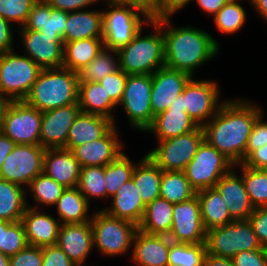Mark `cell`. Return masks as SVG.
Here are the masks:
<instances>
[{
	"label": "cell",
	"mask_w": 267,
	"mask_h": 266,
	"mask_svg": "<svg viewBox=\"0 0 267 266\" xmlns=\"http://www.w3.org/2000/svg\"><path fill=\"white\" fill-rule=\"evenodd\" d=\"M128 74L121 69L104 77L99 83L104 87L107 95L118 106L125 89Z\"/></svg>",
	"instance_id": "obj_47"
},
{
	"label": "cell",
	"mask_w": 267,
	"mask_h": 266,
	"mask_svg": "<svg viewBox=\"0 0 267 266\" xmlns=\"http://www.w3.org/2000/svg\"><path fill=\"white\" fill-rule=\"evenodd\" d=\"M77 188L88 200V202L92 198L96 200L106 199L104 167H81L80 178Z\"/></svg>",
	"instance_id": "obj_44"
},
{
	"label": "cell",
	"mask_w": 267,
	"mask_h": 266,
	"mask_svg": "<svg viewBox=\"0 0 267 266\" xmlns=\"http://www.w3.org/2000/svg\"><path fill=\"white\" fill-rule=\"evenodd\" d=\"M78 73L65 67L42 69L24 100L41 112L78 103Z\"/></svg>",
	"instance_id": "obj_3"
},
{
	"label": "cell",
	"mask_w": 267,
	"mask_h": 266,
	"mask_svg": "<svg viewBox=\"0 0 267 266\" xmlns=\"http://www.w3.org/2000/svg\"><path fill=\"white\" fill-rule=\"evenodd\" d=\"M206 252L224 258H232L242 251L262 248L249 220L233 221L206 231Z\"/></svg>",
	"instance_id": "obj_8"
},
{
	"label": "cell",
	"mask_w": 267,
	"mask_h": 266,
	"mask_svg": "<svg viewBox=\"0 0 267 266\" xmlns=\"http://www.w3.org/2000/svg\"><path fill=\"white\" fill-rule=\"evenodd\" d=\"M262 113L254 122L246 146V159L255 151L267 144V121Z\"/></svg>",
	"instance_id": "obj_48"
},
{
	"label": "cell",
	"mask_w": 267,
	"mask_h": 266,
	"mask_svg": "<svg viewBox=\"0 0 267 266\" xmlns=\"http://www.w3.org/2000/svg\"><path fill=\"white\" fill-rule=\"evenodd\" d=\"M213 21L220 33L232 35L245 26L247 15L244 7L239 2L228 1L213 16Z\"/></svg>",
	"instance_id": "obj_42"
},
{
	"label": "cell",
	"mask_w": 267,
	"mask_h": 266,
	"mask_svg": "<svg viewBox=\"0 0 267 266\" xmlns=\"http://www.w3.org/2000/svg\"><path fill=\"white\" fill-rule=\"evenodd\" d=\"M173 219V204L164 198H156L145 207L139 230L150 235L170 233Z\"/></svg>",
	"instance_id": "obj_35"
},
{
	"label": "cell",
	"mask_w": 267,
	"mask_h": 266,
	"mask_svg": "<svg viewBox=\"0 0 267 266\" xmlns=\"http://www.w3.org/2000/svg\"><path fill=\"white\" fill-rule=\"evenodd\" d=\"M137 162L132 179L143 203L147 206L160 197L162 170L146 154Z\"/></svg>",
	"instance_id": "obj_33"
},
{
	"label": "cell",
	"mask_w": 267,
	"mask_h": 266,
	"mask_svg": "<svg viewBox=\"0 0 267 266\" xmlns=\"http://www.w3.org/2000/svg\"><path fill=\"white\" fill-rule=\"evenodd\" d=\"M68 12L52 8L45 0H37L32 6L26 24L19 29L41 31L47 36H61L66 29Z\"/></svg>",
	"instance_id": "obj_28"
},
{
	"label": "cell",
	"mask_w": 267,
	"mask_h": 266,
	"mask_svg": "<svg viewBox=\"0 0 267 266\" xmlns=\"http://www.w3.org/2000/svg\"><path fill=\"white\" fill-rule=\"evenodd\" d=\"M45 150L41 146L16 144L2 164L0 179L28 187L36 176L43 173Z\"/></svg>",
	"instance_id": "obj_14"
},
{
	"label": "cell",
	"mask_w": 267,
	"mask_h": 266,
	"mask_svg": "<svg viewBox=\"0 0 267 266\" xmlns=\"http://www.w3.org/2000/svg\"><path fill=\"white\" fill-rule=\"evenodd\" d=\"M42 112L25 101H9L1 132L16 144L40 146Z\"/></svg>",
	"instance_id": "obj_11"
},
{
	"label": "cell",
	"mask_w": 267,
	"mask_h": 266,
	"mask_svg": "<svg viewBox=\"0 0 267 266\" xmlns=\"http://www.w3.org/2000/svg\"><path fill=\"white\" fill-rule=\"evenodd\" d=\"M151 90L152 75H128L124 93L118 105H121L133 129L140 132H145L154 119L151 108Z\"/></svg>",
	"instance_id": "obj_10"
},
{
	"label": "cell",
	"mask_w": 267,
	"mask_h": 266,
	"mask_svg": "<svg viewBox=\"0 0 267 266\" xmlns=\"http://www.w3.org/2000/svg\"><path fill=\"white\" fill-rule=\"evenodd\" d=\"M117 125H114L102 138L90 143L75 147L72 152L81 167L102 166L116 160L122 153L124 147Z\"/></svg>",
	"instance_id": "obj_18"
},
{
	"label": "cell",
	"mask_w": 267,
	"mask_h": 266,
	"mask_svg": "<svg viewBox=\"0 0 267 266\" xmlns=\"http://www.w3.org/2000/svg\"><path fill=\"white\" fill-rule=\"evenodd\" d=\"M204 140L203 127L198 126L190 133L157 141L158 145L146 156L162 171H184Z\"/></svg>",
	"instance_id": "obj_9"
},
{
	"label": "cell",
	"mask_w": 267,
	"mask_h": 266,
	"mask_svg": "<svg viewBox=\"0 0 267 266\" xmlns=\"http://www.w3.org/2000/svg\"><path fill=\"white\" fill-rule=\"evenodd\" d=\"M197 191L191 186L184 171H162L160 197L177 204L194 197Z\"/></svg>",
	"instance_id": "obj_37"
},
{
	"label": "cell",
	"mask_w": 267,
	"mask_h": 266,
	"mask_svg": "<svg viewBox=\"0 0 267 266\" xmlns=\"http://www.w3.org/2000/svg\"><path fill=\"white\" fill-rule=\"evenodd\" d=\"M26 189L0 179V220L21 221L27 206Z\"/></svg>",
	"instance_id": "obj_36"
},
{
	"label": "cell",
	"mask_w": 267,
	"mask_h": 266,
	"mask_svg": "<svg viewBox=\"0 0 267 266\" xmlns=\"http://www.w3.org/2000/svg\"><path fill=\"white\" fill-rule=\"evenodd\" d=\"M12 222L0 220V247H3V230H5Z\"/></svg>",
	"instance_id": "obj_63"
},
{
	"label": "cell",
	"mask_w": 267,
	"mask_h": 266,
	"mask_svg": "<svg viewBox=\"0 0 267 266\" xmlns=\"http://www.w3.org/2000/svg\"><path fill=\"white\" fill-rule=\"evenodd\" d=\"M42 68L14 50L0 53V95L8 101H24Z\"/></svg>",
	"instance_id": "obj_6"
},
{
	"label": "cell",
	"mask_w": 267,
	"mask_h": 266,
	"mask_svg": "<svg viewBox=\"0 0 267 266\" xmlns=\"http://www.w3.org/2000/svg\"><path fill=\"white\" fill-rule=\"evenodd\" d=\"M57 245L76 265H85L94 249L91 221L84 223L62 224Z\"/></svg>",
	"instance_id": "obj_21"
},
{
	"label": "cell",
	"mask_w": 267,
	"mask_h": 266,
	"mask_svg": "<svg viewBox=\"0 0 267 266\" xmlns=\"http://www.w3.org/2000/svg\"><path fill=\"white\" fill-rule=\"evenodd\" d=\"M65 189L54 179L41 173L30 182L26 189L30 194L32 193L31 198L33 197L37 204L33 207L27 202V206L35 209H41L43 206H50L51 208L56 204ZM39 205L42 206L40 207Z\"/></svg>",
	"instance_id": "obj_41"
},
{
	"label": "cell",
	"mask_w": 267,
	"mask_h": 266,
	"mask_svg": "<svg viewBox=\"0 0 267 266\" xmlns=\"http://www.w3.org/2000/svg\"><path fill=\"white\" fill-rule=\"evenodd\" d=\"M37 0H0V16L21 28L28 19L30 10Z\"/></svg>",
	"instance_id": "obj_45"
},
{
	"label": "cell",
	"mask_w": 267,
	"mask_h": 266,
	"mask_svg": "<svg viewBox=\"0 0 267 266\" xmlns=\"http://www.w3.org/2000/svg\"><path fill=\"white\" fill-rule=\"evenodd\" d=\"M18 33L25 49L24 55L42 69L62 67L64 44L61 36H47L31 29H19Z\"/></svg>",
	"instance_id": "obj_16"
},
{
	"label": "cell",
	"mask_w": 267,
	"mask_h": 266,
	"mask_svg": "<svg viewBox=\"0 0 267 266\" xmlns=\"http://www.w3.org/2000/svg\"><path fill=\"white\" fill-rule=\"evenodd\" d=\"M197 196L200 202L202 223L206 231L234 221L225 201L215 187L200 190Z\"/></svg>",
	"instance_id": "obj_32"
},
{
	"label": "cell",
	"mask_w": 267,
	"mask_h": 266,
	"mask_svg": "<svg viewBox=\"0 0 267 266\" xmlns=\"http://www.w3.org/2000/svg\"><path fill=\"white\" fill-rule=\"evenodd\" d=\"M120 5H127L142 11L149 19L158 18L157 0H107Z\"/></svg>",
	"instance_id": "obj_53"
},
{
	"label": "cell",
	"mask_w": 267,
	"mask_h": 266,
	"mask_svg": "<svg viewBox=\"0 0 267 266\" xmlns=\"http://www.w3.org/2000/svg\"><path fill=\"white\" fill-rule=\"evenodd\" d=\"M66 253L56 244L42 247V266H75Z\"/></svg>",
	"instance_id": "obj_51"
},
{
	"label": "cell",
	"mask_w": 267,
	"mask_h": 266,
	"mask_svg": "<svg viewBox=\"0 0 267 266\" xmlns=\"http://www.w3.org/2000/svg\"><path fill=\"white\" fill-rule=\"evenodd\" d=\"M10 266H42V247L27 245L10 257Z\"/></svg>",
	"instance_id": "obj_49"
},
{
	"label": "cell",
	"mask_w": 267,
	"mask_h": 266,
	"mask_svg": "<svg viewBox=\"0 0 267 266\" xmlns=\"http://www.w3.org/2000/svg\"><path fill=\"white\" fill-rule=\"evenodd\" d=\"M21 222L25 228L28 245L45 247L56 245L61 222L41 209L27 207Z\"/></svg>",
	"instance_id": "obj_25"
},
{
	"label": "cell",
	"mask_w": 267,
	"mask_h": 266,
	"mask_svg": "<svg viewBox=\"0 0 267 266\" xmlns=\"http://www.w3.org/2000/svg\"><path fill=\"white\" fill-rule=\"evenodd\" d=\"M27 245L25 228L21 221L12 222L3 230V247H0L1 253L11 257Z\"/></svg>",
	"instance_id": "obj_46"
},
{
	"label": "cell",
	"mask_w": 267,
	"mask_h": 266,
	"mask_svg": "<svg viewBox=\"0 0 267 266\" xmlns=\"http://www.w3.org/2000/svg\"><path fill=\"white\" fill-rule=\"evenodd\" d=\"M205 243L199 244H170L168 266H203L206 256Z\"/></svg>",
	"instance_id": "obj_43"
},
{
	"label": "cell",
	"mask_w": 267,
	"mask_h": 266,
	"mask_svg": "<svg viewBox=\"0 0 267 266\" xmlns=\"http://www.w3.org/2000/svg\"><path fill=\"white\" fill-rule=\"evenodd\" d=\"M146 26H152L153 32L144 35L142 30L145 27H143L125 47L117 51L119 69L128 75H152L165 66L162 28L154 19Z\"/></svg>",
	"instance_id": "obj_4"
},
{
	"label": "cell",
	"mask_w": 267,
	"mask_h": 266,
	"mask_svg": "<svg viewBox=\"0 0 267 266\" xmlns=\"http://www.w3.org/2000/svg\"><path fill=\"white\" fill-rule=\"evenodd\" d=\"M196 1L202 11L214 16L228 2L227 0H193Z\"/></svg>",
	"instance_id": "obj_58"
},
{
	"label": "cell",
	"mask_w": 267,
	"mask_h": 266,
	"mask_svg": "<svg viewBox=\"0 0 267 266\" xmlns=\"http://www.w3.org/2000/svg\"><path fill=\"white\" fill-rule=\"evenodd\" d=\"M137 162L135 163L122 153L116 160L104 167V180L106 188V200L111 199L118 189L132 178V174Z\"/></svg>",
	"instance_id": "obj_39"
},
{
	"label": "cell",
	"mask_w": 267,
	"mask_h": 266,
	"mask_svg": "<svg viewBox=\"0 0 267 266\" xmlns=\"http://www.w3.org/2000/svg\"><path fill=\"white\" fill-rule=\"evenodd\" d=\"M12 24L0 16V53L14 50Z\"/></svg>",
	"instance_id": "obj_55"
},
{
	"label": "cell",
	"mask_w": 267,
	"mask_h": 266,
	"mask_svg": "<svg viewBox=\"0 0 267 266\" xmlns=\"http://www.w3.org/2000/svg\"><path fill=\"white\" fill-rule=\"evenodd\" d=\"M193 0H157L158 18L172 16Z\"/></svg>",
	"instance_id": "obj_56"
},
{
	"label": "cell",
	"mask_w": 267,
	"mask_h": 266,
	"mask_svg": "<svg viewBox=\"0 0 267 266\" xmlns=\"http://www.w3.org/2000/svg\"><path fill=\"white\" fill-rule=\"evenodd\" d=\"M110 200V207L101 208L102 210L112 217L127 220L139 226L146 205L132 178L125 182Z\"/></svg>",
	"instance_id": "obj_26"
},
{
	"label": "cell",
	"mask_w": 267,
	"mask_h": 266,
	"mask_svg": "<svg viewBox=\"0 0 267 266\" xmlns=\"http://www.w3.org/2000/svg\"><path fill=\"white\" fill-rule=\"evenodd\" d=\"M58 219L61 224L84 223L92 220L88 214L90 202L77 187L66 188L56 204Z\"/></svg>",
	"instance_id": "obj_34"
},
{
	"label": "cell",
	"mask_w": 267,
	"mask_h": 266,
	"mask_svg": "<svg viewBox=\"0 0 267 266\" xmlns=\"http://www.w3.org/2000/svg\"><path fill=\"white\" fill-rule=\"evenodd\" d=\"M52 8L73 12L79 10H85L88 7L94 6L103 0H45ZM95 3V4H94Z\"/></svg>",
	"instance_id": "obj_54"
},
{
	"label": "cell",
	"mask_w": 267,
	"mask_h": 266,
	"mask_svg": "<svg viewBox=\"0 0 267 266\" xmlns=\"http://www.w3.org/2000/svg\"><path fill=\"white\" fill-rule=\"evenodd\" d=\"M203 266H234L230 258L206 254Z\"/></svg>",
	"instance_id": "obj_60"
},
{
	"label": "cell",
	"mask_w": 267,
	"mask_h": 266,
	"mask_svg": "<svg viewBox=\"0 0 267 266\" xmlns=\"http://www.w3.org/2000/svg\"><path fill=\"white\" fill-rule=\"evenodd\" d=\"M192 78L186 72L162 67L152 74L151 108L157 115L169 108Z\"/></svg>",
	"instance_id": "obj_19"
},
{
	"label": "cell",
	"mask_w": 267,
	"mask_h": 266,
	"mask_svg": "<svg viewBox=\"0 0 267 266\" xmlns=\"http://www.w3.org/2000/svg\"><path fill=\"white\" fill-rule=\"evenodd\" d=\"M16 143L0 132V171L7 156L13 151Z\"/></svg>",
	"instance_id": "obj_59"
},
{
	"label": "cell",
	"mask_w": 267,
	"mask_h": 266,
	"mask_svg": "<svg viewBox=\"0 0 267 266\" xmlns=\"http://www.w3.org/2000/svg\"><path fill=\"white\" fill-rule=\"evenodd\" d=\"M81 166L72 151L47 148L43 158V173L65 188L78 186Z\"/></svg>",
	"instance_id": "obj_23"
},
{
	"label": "cell",
	"mask_w": 267,
	"mask_h": 266,
	"mask_svg": "<svg viewBox=\"0 0 267 266\" xmlns=\"http://www.w3.org/2000/svg\"><path fill=\"white\" fill-rule=\"evenodd\" d=\"M232 99L225 100L203 130L205 141L236 165L246 160L248 138L264 109L249 99Z\"/></svg>",
	"instance_id": "obj_1"
},
{
	"label": "cell",
	"mask_w": 267,
	"mask_h": 266,
	"mask_svg": "<svg viewBox=\"0 0 267 266\" xmlns=\"http://www.w3.org/2000/svg\"><path fill=\"white\" fill-rule=\"evenodd\" d=\"M198 126L186 111H183V92L169 108L154 116L152 124L145 131L153 133L157 141L167 140L194 131Z\"/></svg>",
	"instance_id": "obj_20"
},
{
	"label": "cell",
	"mask_w": 267,
	"mask_h": 266,
	"mask_svg": "<svg viewBox=\"0 0 267 266\" xmlns=\"http://www.w3.org/2000/svg\"><path fill=\"white\" fill-rule=\"evenodd\" d=\"M263 250H264V253H265V256H266V260H267V245L263 247Z\"/></svg>",
	"instance_id": "obj_65"
},
{
	"label": "cell",
	"mask_w": 267,
	"mask_h": 266,
	"mask_svg": "<svg viewBox=\"0 0 267 266\" xmlns=\"http://www.w3.org/2000/svg\"><path fill=\"white\" fill-rule=\"evenodd\" d=\"M103 10H79L68 12L63 44L86 38H102Z\"/></svg>",
	"instance_id": "obj_29"
},
{
	"label": "cell",
	"mask_w": 267,
	"mask_h": 266,
	"mask_svg": "<svg viewBox=\"0 0 267 266\" xmlns=\"http://www.w3.org/2000/svg\"><path fill=\"white\" fill-rule=\"evenodd\" d=\"M227 1L241 2L242 0H227Z\"/></svg>",
	"instance_id": "obj_66"
},
{
	"label": "cell",
	"mask_w": 267,
	"mask_h": 266,
	"mask_svg": "<svg viewBox=\"0 0 267 266\" xmlns=\"http://www.w3.org/2000/svg\"><path fill=\"white\" fill-rule=\"evenodd\" d=\"M0 266H10V257L0 252Z\"/></svg>",
	"instance_id": "obj_64"
},
{
	"label": "cell",
	"mask_w": 267,
	"mask_h": 266,
	"mask_svg": "<svg viewBox=\"0 0 267 266\" xmlns=\"http://www.w3.org/2000/svg\"><path fill=\"white\" fill-rule=\"evenodd\" d=\"M234 266H267L263 247L259 250L242 251L231 258Z\"/></svg>",
	"instance_id": "obj_52"
},
{
	"label": "cell",
	"mask_w": 267,
	"mask_h": 266,
	"mask_svg": "<svg viewBox=\"0 0 267 266\" xmlns=\"http://www.w3.org/2000/svg\"><path fill=\"white\" fill-rule=\"evenodd\" d=\"M80 112L78 103L42 112L40 146L65 148L68 132Z\"/></svg>",
	"instance_id": "obj_17"
},
{
	"label": "cell",
	"mask_w": 267,
	"mask_h": 266,
	"mask_svg": "<svg viewBox=\"0 0 267 266\" xmlns=\"http://www.w3.org/2000/svg\"><path fill=\"white\" fill-rule=\"evenodd\" d=\"M221 92L217 81L192 77L183 90V111L197 126L203 127L225 102V99L220 101Z\"/></svg>",
	"instance_id": "obj_13"
},
{
	"label": "cell",
	"mask_w": 267,
	"mask_h": 266,
	"mask_svg": "<svg viewBox=\"0 0 267 266\" xmlns=\"http://www.w3.org/2000/svg\"><path fill=\"white\" fill-rule=\"evenodd\" d=\"M78 104L81 112L109 118L116 125L112 110L118 106L99 82H79Z\"/></svg>",
	"instance_id": "obj_30"
},
{
	"label": "cell",
	"mask_w": 267,
	"mask_h": 266,
	"mask_svg": "<svg viewBox=\"0 0 267 266\" xmlns=\"http://www.w3.org/2000/svg\"><path fill=\"white\" fill-rule=\"evenodd\" d=\"M234 167H240L239 173L254 208L267 206V169L249 168L243 163Z\"/></svg>",
	"instance_id": "obj_40"
},
{
	"label": "cell",
	"mask_w": 267,
	"mask_h": 266,
	"mask_svg": "<svg viewBox=\"0 0 267 266\" xmlns=\"http://www.w3.org/2000/svg\"><path fill=\"white\" fill-rule=\"evenodd\" d=\"M9 101L0 95V132L2 130L3 114Z\"/></svg>",
	"instance_id": "obj_62"
},
{
	"label": "cell",
	"mask_w": 267,
	"mask_h": 266,
	"mask_svg": "<svg viewBox=\"0 0 267 266\" xmlns=\"http://www.w3.org/2000/svg\"><path fill=\"white\" fill-rule=\"evenodd\" d=\"M118 69L119 59L117 51L104 47L86 67L78 72L79 82H99Z\"/></svg>",
	"instance_id": "obj_38"
},
{
	"label": "cell",
	"mask_w": 267,
	"mask_h": 266,
	"mask_svg": "<svg viewBox=\"0 0 267 266\" xmlns=\"http://www.w3.org/2000/svg\"><path fill=\"white\" fill-rule=\"evenodd\" d=\"M172 242L166 235H150L138 230L133 240L130 258L137 266H168Z\"/></svg>",
	"instance_id": "obj_24"
},
{
	"label": "cell",
	"mask_w": 267,
	"mask_h": 266,
	"mask_svg": "<svg viewBox=\"0 0 267 266\" xmlns=\"http://www.w3.org/2000/svg\"><path fill=\"white\" fill-rule=\"evenodd\" d=\"M168 237L174 243H205L206 229L202 223L197 194L188 200L173 204L172 226Z\"/></svg>",
	"instance_id": "obj_15"
},
{
	"label": "cell",
	"mask_w": 267,
	"mask_h": 266,
	"mask_svg": "<svg viewBox=\"0 0 267 266\" xmlns=\"http://www.w3.org/2000/svg\"><path fill=\"white\" fill-rule=\"evenodd\" d=\"M250 4L257 15L267 23V0H253Z\"/></svg>",
	"instance_id": "obj_61"
},
{
	"label": "cell",
	"mask_w": 267,
	"mask_h": 266,
	"mask_svg": "<svg viewBox=\"0 0 267 266\" xmlns=\"http://www.w3.org/2000/svg\"><path fill=\"white\" fill-rule=\"evenodd\" d=\"M262 247L267 245V206L256 207L248 218Z\"/></svg>",
	"instance_id": "obj_50"
},
{
	"label": "cell",
	"mask_w": 267,
	"mask_h": 266,
	"mask_svg": "<svg viewBox=\"0 0 267 266\" xmlns=\"http://www.w3.org/2000/svg\"><path fill=\"white\" fill-rule=\"evenodd\" d=\"M104 48L103 38H86L64 43L63 65L78 73Z\"/></svg>",
	"instance_id": "obj_31"
},
{
	"label": "cell",
	"mask_w": 267,
	"mask_h": 266,
	"mask_svg": "<svg viewBox=\"0 0 267 266\" xmlns=\"http://www.w3.org/2000/svg\"><path fill=\"white\" fill-rule=\"evenodd\" d=\"M104 1L107 7V10L102 11L104 47L118 51L125 47L151 19L134 7Z\"/></svg>",
	"instance_id": "obj_7"
},
{
	"label": "cell",
	"mask_w": 267,
	"mask_h": 266,
	"mask_svg": "<svg viewBox=\"0 0 267 266\" xmlns=\"http://www.w3.org/2000/svg\"><path fill=\"white\" fill-rule=\"evenodd\" d=\"M164 36L165 67L194 77L195 70L219 54L220 45L204 29L195 26L176 27L172 17L154 19Z\"/></svg>",
	"instance_id": "obj_2"
},
{
	"label": "cell",
	"mask_w": 267,
	"mask_h": 266,
	"mask_svg": "<svg viewBox=\"0 0 267 266\" xmlns=\"http://www.w3.org/2000/svg\"><path fill=\"white\" fill-rule=\"evenodd\" d=\"M233 167L231 161L204 140L187 164L184 173L191 186L198 192L215 187L219 179Z\"/></svg>",
	"instance_id": "obj_12"
},
{
	"label": "cell",
	"mask_w": 267,
	"mask_h": 266,
	"mask_svg": "<svg viewBox=\"0 0 267 266\" xmlns=\"http://www.w3.org/2000/svg\"><path fill=\"white\" fill-rule=\"evenodd\" d=\"M243 164L249 168L267 169V144L255 150Z\"/></svg>",
	"instance_id": "obj_57"
},
{
	"label": "cell",
	"mask_w": 267,
	"mask_h": 266,
	"mask_svg": "<svg viewBox=\"0 0 267 266\" xmlns=\"http://www.w3.org/2000/svg\"><path fill=\"white\" fill-rule=\"evenodd\" d=\"M92 230L94 249L108 257L122 256L132 251V244L139 227L134 223L112 217L104 210L94 207Z\"/></svg>",
	"instance_id": "obj_5"
},
{
	"label": "cell",
	"mask_w": 267,
	"mask_h": 266,
	"mask_svg": "<svg viewBox=\"0 0 267 266\" xmlns=\"http://www.w3.org/2000/svg\"><path fill=\"white\" fill-rule=\"evenodd\" d=\"M235 169L236 167H233L227 174L223 175L215 188L225 201L234 221L248 220L255 208L250 202L242 176L238 175Z\"/></svg>",
	"instance_id": "obj_22"
},
{
	"label": "cell",
	"mask_w": 267,
	"mask_h": 266,
	"mask_svg": "<svg viewBox=\"0 0 267 266\" xmlns=\"http://www.w3.org/2000/svg\"><path fill=\"white\" fill-rule=\"evenodd\" d=\"M114 122L109 118L80 112L72 124L65 149L72 151L75 147L102 138Z\"/></svg>",
	"instance_id": "obj_27"
}]
</instances>
